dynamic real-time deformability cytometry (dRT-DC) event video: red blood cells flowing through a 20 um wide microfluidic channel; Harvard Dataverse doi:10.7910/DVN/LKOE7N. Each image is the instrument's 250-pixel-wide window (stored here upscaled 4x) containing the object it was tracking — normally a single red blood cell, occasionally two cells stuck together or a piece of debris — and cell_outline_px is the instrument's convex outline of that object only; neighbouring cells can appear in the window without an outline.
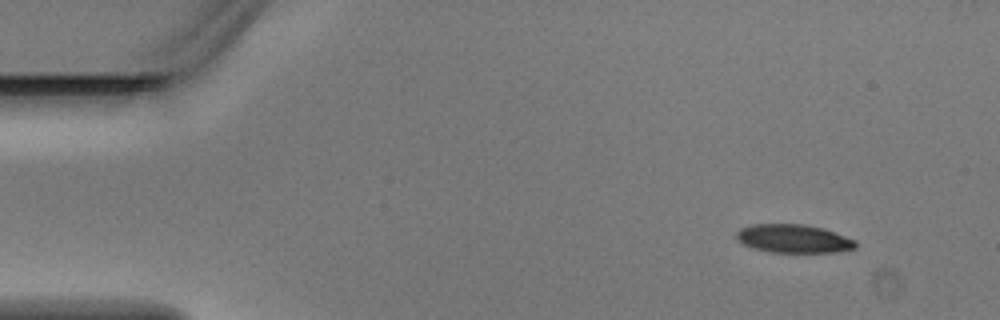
{"species": "Egyptian fruit bat (a non-hibernating species)", "species_latin": "Rousettus aegyptiacus", "temperature_condition": "warm", "stored_images_in_passage": 3, "camera_frame_rate_fps": 3000, "um_per_image_px": 0.085, "animal": {"sex": "male"}, "frame": {"image": 1, "passage_image": 1, "time_ms": 0.0, "image_size_px": [1000, 320], "cell_outline_px": [[856, 248], [840, 252], [772, 252], [752, 248], [736, 240], [736, 232], [740, 228], [752, 224], [804, 224], [824, 228], [856, 240]], "centroid_in_image_um": [67.45, 20.28], "position_along_channel_um": 17.5, "area_um2": 19.88}}
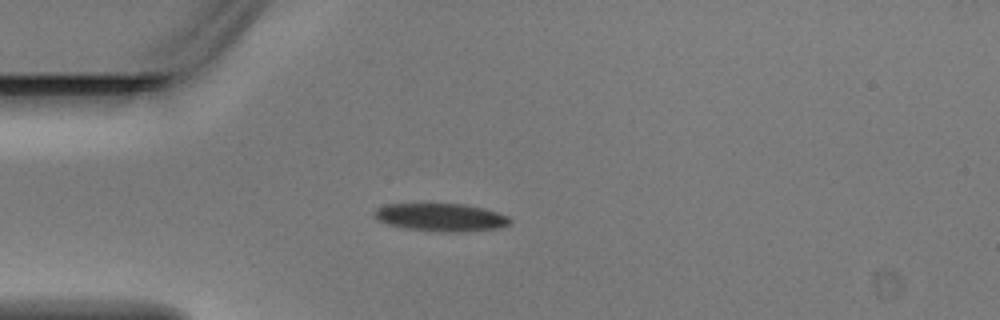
{"frame": {"image": 2, "passage_image": 3, "time_ms": 0.667, "image_size_px": [1000, 320], "cell_outline_px": [[512, 220], [508, 224], [500, 228], [452, 232], [408, 228], [388, 224], [380, 220], [372, 212], [376, 208], [384, 204], [464, 204], [496, 212], [508, 216]], "centroid_in_image_um": [37.47, 18.46], "position_along_channel_um": 47.5, "area_um2": 21.5}}